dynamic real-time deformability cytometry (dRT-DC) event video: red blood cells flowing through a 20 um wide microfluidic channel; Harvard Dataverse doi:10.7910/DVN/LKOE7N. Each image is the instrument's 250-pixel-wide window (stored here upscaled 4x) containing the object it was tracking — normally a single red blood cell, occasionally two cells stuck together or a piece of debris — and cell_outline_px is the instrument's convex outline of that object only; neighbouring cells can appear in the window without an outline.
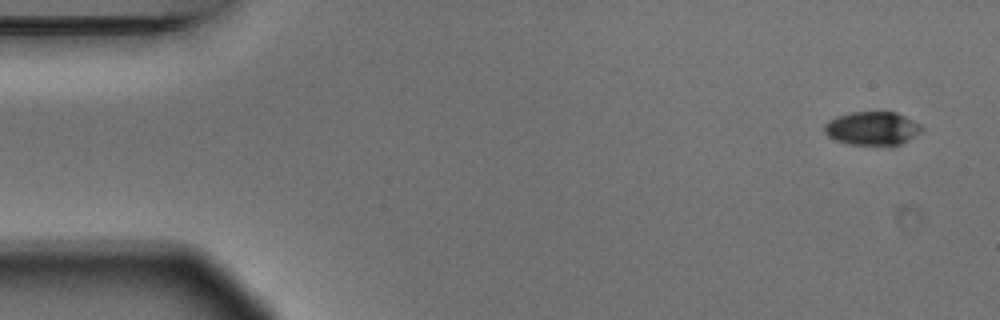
{"species": "Egyptian fruit bat (a non-hibernating species)", "species_latin": "Rousettus aegyptiacus", "temperature_condition": "warm", "stored_images_in_passage": 4, "camera_frame_rate_fps": 3000, "um_per_image_px": 0.085, "animal": {"sex": "male"}, "frame": {"image": 1, "passage_image": 1, "time_ms": 0.0, "image_size_px": [1000, 320], "cell_outline_px": [[924, 128], [920, 132], [908, 140], [900, 144], [848, 144], [836, 140], [828, 136], [824, 132], [824, 124], [828, 120], [836, 116], [852, 112], [896, 112], [920, 124]], "centroid_in_image_um": [74.11, 10.9], "position_along_channel_um": 10.9, "area_um2": 18.79}}
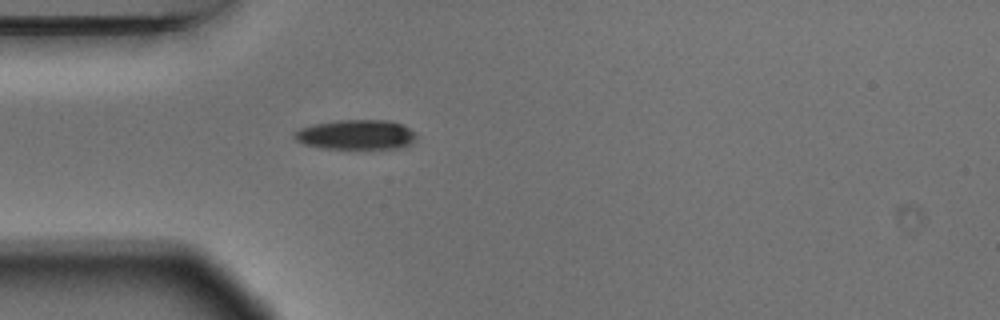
{"frame": {"image": 2, "passage_image": 4, "time_ms": 1.0, "image_size_px": [1000, 320], "cell_outline_px": [[416, 140], [404, 148], [324, 148], [304, 144], [296, 140], [292, 136], [300, 128], [312, 124], [336, 120], [392, 120], [416, 132]], "centroid_in_image_um": [30.29, 11.44], "position_along_channel_um": 54.7, "area_um2": 21.21}}